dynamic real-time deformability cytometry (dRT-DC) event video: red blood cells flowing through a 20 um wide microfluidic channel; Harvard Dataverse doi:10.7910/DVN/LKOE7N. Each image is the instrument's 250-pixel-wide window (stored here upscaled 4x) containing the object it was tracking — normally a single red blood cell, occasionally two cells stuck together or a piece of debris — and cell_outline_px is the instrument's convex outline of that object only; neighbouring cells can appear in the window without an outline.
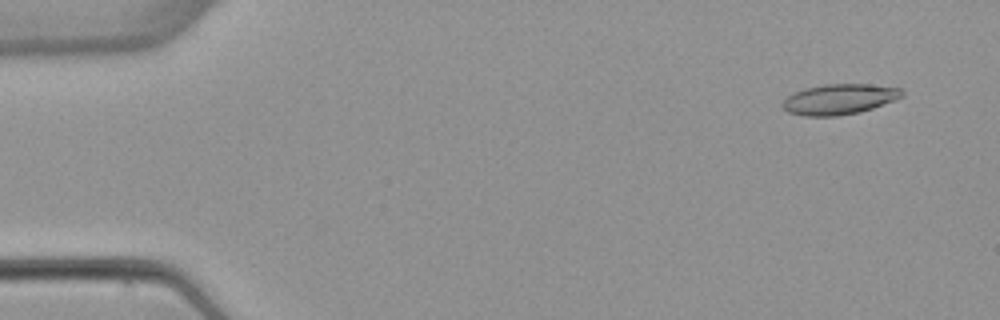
{"species": "common noctule bat (a hibernating species)", "species_latin": "Nyctalus noctula", "temperature_condition": "warm", "stored_images_in_passage": 5, "camera_frame_rate_fps": 3000, "um_per_image_px": 0.085, "animal": {"sex": "female", "body_mass_g": 22.7, "forearm_length_mm": 54.2}, "frame": {"image": 1, "passage_image": 1, "time_ms": 0.0, "image_size_px": [1000, 320], "cell_outline_px": [[904, 96], [896, 100], [860, 112], [836, 116], [804, 116], [788, 112], [780, 104], [792, 92], [804, 88], [824, 84], [868, 84], [900, 88], [904, 92]], "centroid_in_image_um": [71.33, 8.43], "position_along_channel_um": 13.7, "area_um2": 21.33}}
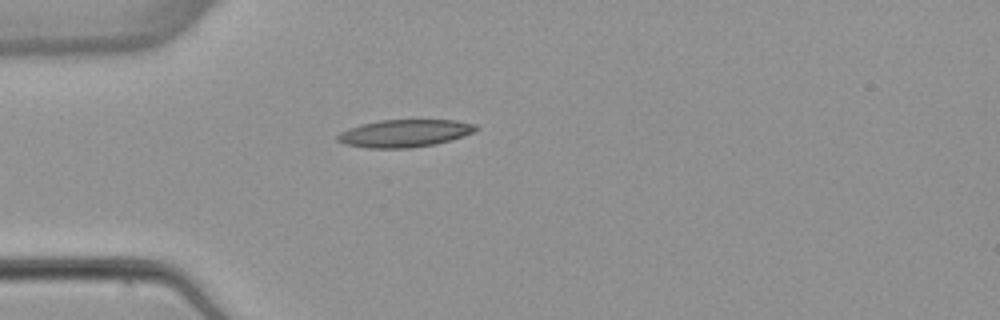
{"frame": {"image": 2, "passage_image": 4, "time_ms": 3.667, "image_size_px": [1000, 320], "cell_outline_px": [[480, 128], [476, 132], [464, 136], [436, 144], [408, 148], [368, 148], [344, 144], [336, 140], [336, 136], [340, 132], [348, 128], [360, 124], [380, 120], [456, 120], [476, 124]], "centroid_in_image_um": [34.41, 11.33], "position_along_channel_um": 50.6, "area_um2": 22.43}}